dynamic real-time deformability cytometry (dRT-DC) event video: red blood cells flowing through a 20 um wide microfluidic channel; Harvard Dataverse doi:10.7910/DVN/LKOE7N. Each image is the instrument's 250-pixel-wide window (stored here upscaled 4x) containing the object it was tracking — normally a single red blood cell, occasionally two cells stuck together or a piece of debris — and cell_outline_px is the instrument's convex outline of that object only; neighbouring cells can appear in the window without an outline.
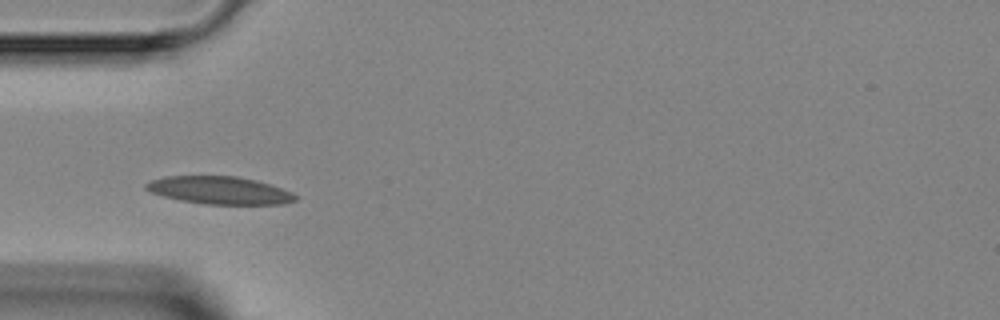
{"species": "Egyptian fruit bat (a non-hibernating species)", "species_latin": "Rousettus aegyptiacus", "temperature_condition": "room temperature", "stored_images_in_passage": 2, "camera_frame_rate_fps": 3000, "um_per_image_px": 0.085, "animal": {"sex": "female"}, "frame": {"image": 1, "passage_image": 2, "time_ms": 2.0, "image_size_px": [1000, 320], "cell_outline_px": [[296, 200], [284, 204], [204, 204], [180, 200], [164, 196], [152, 192], [144, 188], [144, 184], [152, 180], [164, 176], [236, 176], [256, 180], [292, 192], [296, 196]], "centroid_in_image_um": [18.64, 16.17], "position_along_channel_um": 66.4, "area_um2": 23.93}}